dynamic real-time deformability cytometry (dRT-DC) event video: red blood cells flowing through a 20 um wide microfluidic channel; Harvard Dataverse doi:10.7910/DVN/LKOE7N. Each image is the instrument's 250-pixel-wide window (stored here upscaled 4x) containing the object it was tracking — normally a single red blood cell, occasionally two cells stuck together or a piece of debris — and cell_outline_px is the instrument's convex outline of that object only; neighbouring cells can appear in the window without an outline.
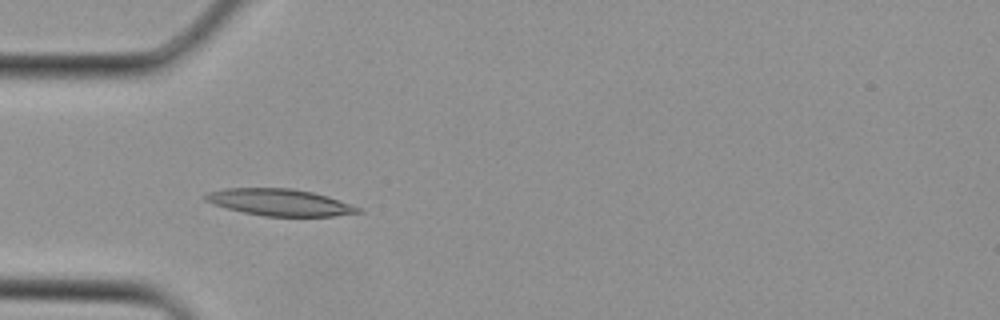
{"species": "Egyptian fruit bat (a non-hibernating species)", "species_latin": "Rousettus aegyptiacus", "temperature_condition": "cold", "stored_images_in_passage": 4, "camera_frame_rate_fps": 3000, "um_per_image_px": 0.085, "animal": {"sex": "female"}, "frame": {"image": 1, "passage_image": 3, "time_ms": 0.667, "image_size_px": [1000, 320], "cell_outline_px": [[364, 212], [332, 216], [264, 216], [244, 212], [212, 204], [204, 200], [200, 196], [208, 192], [224, 188], [292, 188], [312, 192], [328, 196], [360, 208]], "centroid_in_image_um": [23.73, 17.19], "position_along_channel_um": 61.3, "area_um2": 23.81}}
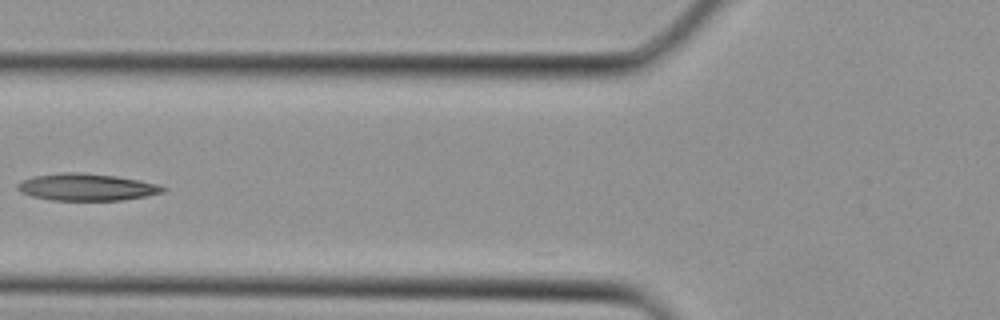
{"frame": {"image": 2, "passage_image": 4, "time_ms": 1.0, "image_size_px": [1000, 320], "cell_outline_px": [[168, 188], [164, 192], [148, 196], [120, 200], [48, 200], [32, 196], [20, 192], [16, 188], [16, 184], [20, 180], [32, 176], [60, 172], [80, 172], [116, 176], [140, 180], [156, 184]], "centroid_in_image_um": [7.32, 15.9], "position_along_channel_um": 118.5, "area_um2": 23.18}}